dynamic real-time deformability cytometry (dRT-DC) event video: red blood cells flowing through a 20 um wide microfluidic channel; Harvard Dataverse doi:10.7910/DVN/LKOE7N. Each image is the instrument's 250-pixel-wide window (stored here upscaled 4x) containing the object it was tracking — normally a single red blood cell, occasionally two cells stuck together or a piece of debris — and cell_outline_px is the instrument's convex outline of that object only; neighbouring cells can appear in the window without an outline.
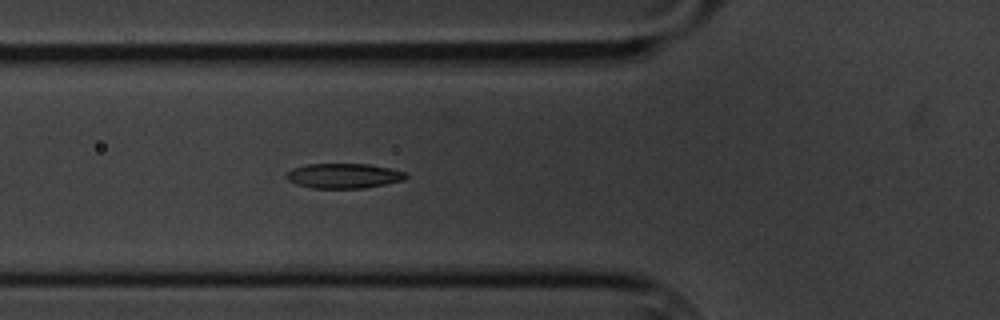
{"species": "common noctule bat (a hibernating species)", "species_latin": "Nyctalus noctula", "temperature_condition": "cold", "stored_images_in_passage": 53, "camera_frame_rate_fps": 3000, "um_per_image_px": 0.085, "animal": {"sex": "male", "body_mass_g": 20.1, "forearm_length_mm": 53.5}, "frame": {"image": 1, "passage_image": 14, "time_ms": 4.333, "image_size_px": [1000, 320], "cell_outline_px": [[408, 176], [404, 180], [364, 188], [312, 188], [296, 184], [288, 180], [284, 176], [292, 168], [308, 164], [368, 164], [408, 172]], "centroid_in_image_um": [29.21, 14.94], "position_along_channel_um": 96.6, "area_um2": 17.34}}
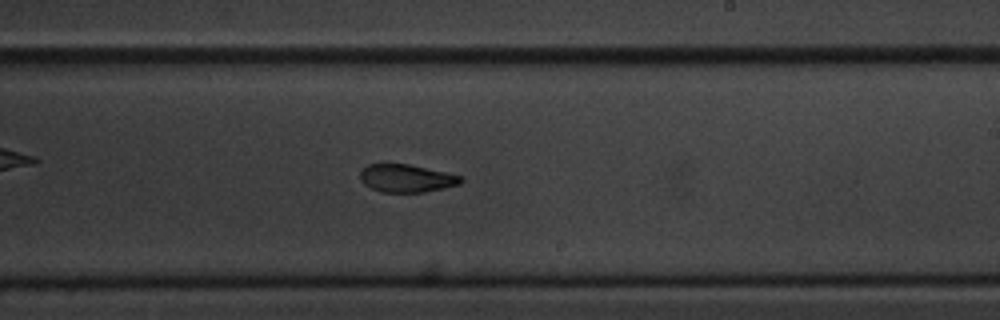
{"frame": {"image": 2, "passage_image": 28, "time_ms": 9.0, "image_size_px": [1000, 320], "cell_outline_px": [[464, 180], [460, 184], [424, 192], [380, 192], [364, 184], [360, 180], [360, 172], [368, 164], [408, 164], [464, 176]], "centroid_in_image_um": [34.57, 15.15], "position_along_channel_um": 254.4, "area_um2": 16.3}}
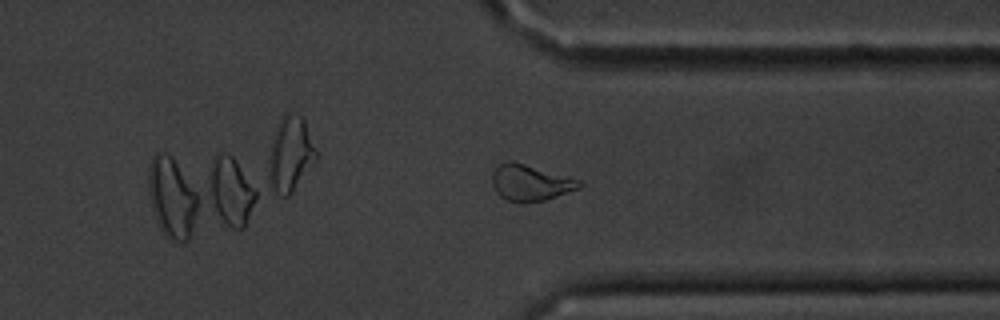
{"frame": {"image": 3, "passage_image": 38, "time_ms": 12.333, "image_size_px": [1000, 320], "cell_outline_px": [[584, 184], [580, 188], [544, 200], [524, 204], [520, 204], [508, 200], [500, 196], [496, 192], [492, 184], [492, 172], [500, 164], [508, 160], [524, 164], [580, 180]], "centroid_in_image_um": [45.06, 15.56], "position_along_channel_um": 366.3, "area_um2": 18.26}, "authors_computed_cell_mechanics": {"area_um2": 17.5712, "velocity_mm_per_s": 3.3749, "shape_relaxation_time_tau1_ms": 4.3371, "shape_relaxation_time_tau2_ms": 3.8161, "deformation_change_tau1": 0.1362, "deformation_change_tau2": 0.0996}}